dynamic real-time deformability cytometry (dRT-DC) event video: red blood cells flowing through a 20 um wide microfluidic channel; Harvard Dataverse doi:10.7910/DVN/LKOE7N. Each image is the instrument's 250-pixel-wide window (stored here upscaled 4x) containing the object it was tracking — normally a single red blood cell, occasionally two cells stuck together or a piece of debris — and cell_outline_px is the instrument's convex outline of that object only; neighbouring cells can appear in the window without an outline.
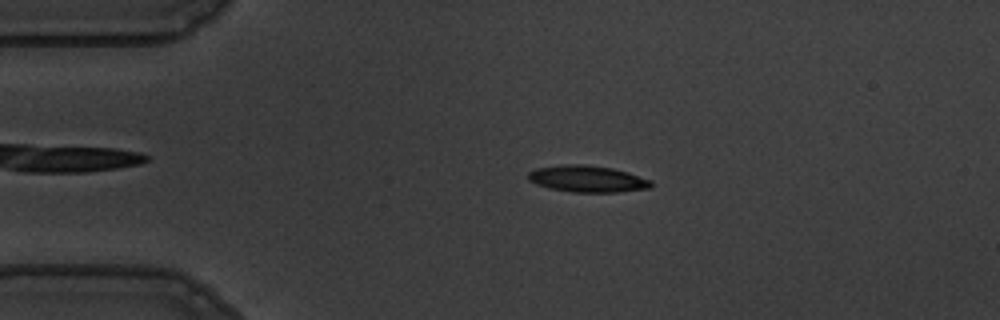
{"species": "common noctule bat (a hibernating species)", "species_latin": "Nyctalus noctula", "temperature_condition": "warm", "stored_images_in_passage": 55, "camera_frame_rate_fps": 3000, "um_per_image_px": 0.085, "animal": {"sex": "male", "body_mass_g": 19.5, "forearm_length_mm": 54.6}, "frame": {"image": 1, "passage_image": 11, "time_ms": 3.333, "image_size_px": [1000, 320], "cell_outline_px": [[652, 188], [616, 192], [572, 192], [548, 188], [536, 184], [528, 180], [528, 172], [536, 168], [568, 164], [580, 164], [612, 168], [628, 172], [652, 180]], "centroid_in_image_um": [49.93, 15.21], "position_along_channel_um": 35.1, "area_um2": 19.07}}
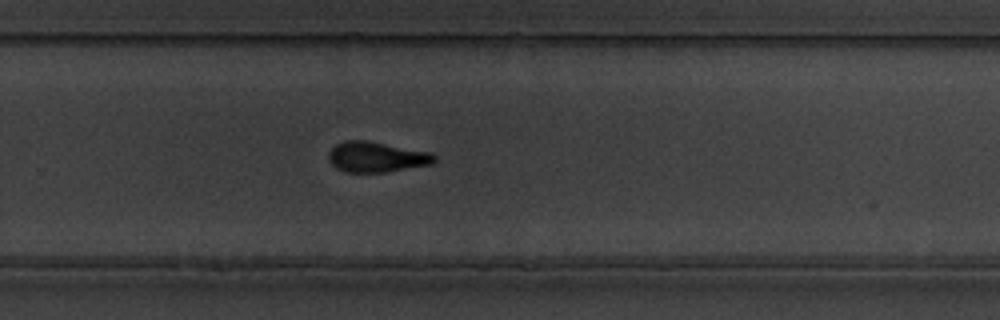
{"frame": {"image": 2, "passage_image": 36, "time_ms": 11.667, "image_size_px": [1000, 320], "cell_outline_px": [[436, 160], [432, 164], [388, 172], [344, 172], [336, 168], [328, 160], [328, 152], [336, 144], [344, 140], [368, 140], [432, 152], [436, 156]], "centroid_in_image_um": [32.01, 13.33], "position_along_channel_um": 297.8, "area_um2": 19.07}}
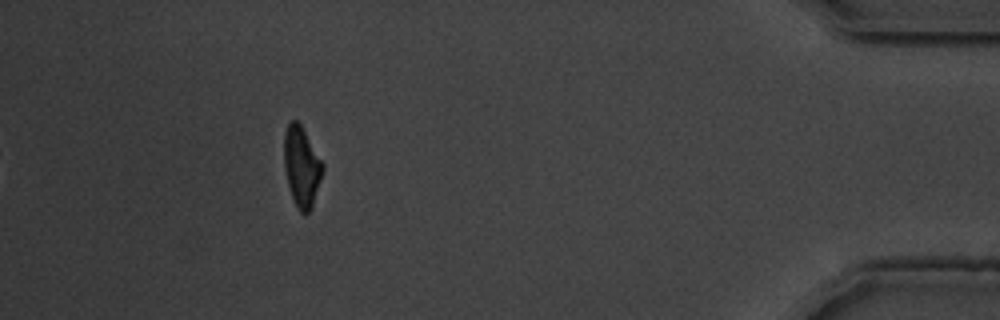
{"frame": {"image": 3, "passage_image": 50, "time_ms": 16.333, "image_size_px": [1000, 320], "cell_outline_px": [[324, 172], [312, 208], [308, 212], [300, 212], [292, 196], [288, 184], [284, 168], [284, 132], [288, 120], [296, 120], [300, 124], [324, 164]], "centroid_in_image_um": [25.64, 14.14], "position_along_channel_um": 409.6, "area_um2": 18.09}, "authors_computed_cell_mechanics": {"area_um2": 18.6116, "velocity_mm_per_s": 3.5928, "shape_relaxation_time_tau1_ms": 4.2169, "shape_relaxation_time_tau2_ms": 1.3611, "deformation_change_tau1": 0.1888, "deformation_change_tau2": 0.0725}}